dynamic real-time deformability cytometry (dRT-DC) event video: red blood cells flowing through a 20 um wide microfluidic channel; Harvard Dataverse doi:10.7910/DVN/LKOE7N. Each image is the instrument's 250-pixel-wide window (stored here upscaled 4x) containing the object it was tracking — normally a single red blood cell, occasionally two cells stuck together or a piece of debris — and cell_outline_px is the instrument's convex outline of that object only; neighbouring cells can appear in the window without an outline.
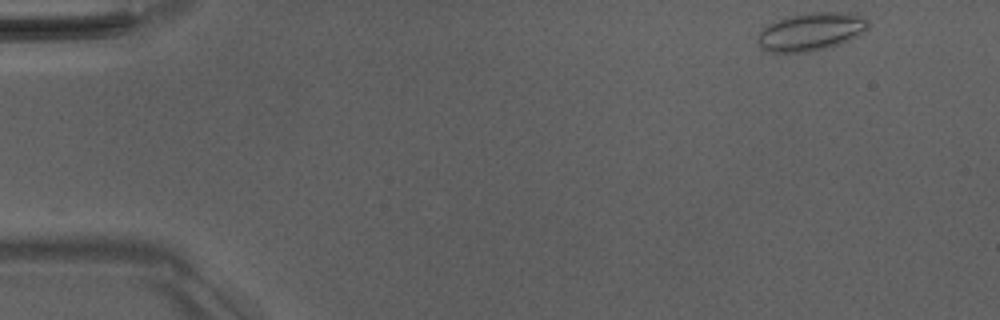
{"species": "Egyptian fruit bat (a non-hibernating species)", "species_latin": "Rousettus aegyptiacus", "temperature_condition": "room temperature", "stored_images_in_passage": 10, "camera_frame_rate_fps": 3000, "um_per_image_px": 0.085, "animal": {"sex": "male"}, "frame": {"image": 1, "passage_image": 1, "time_ms": 0.0, "image_size_px": [1000, 320], "cell_outline_px": [[868, 28], [864, 32], [832, 48], [812, 52], [772, 52], [760, 48], [756, 40], [756, 36], [768, 24], [776, 20], [792, 16], [812, 12], [848, 12], [864, 16], [868, 20]], "centroid_in_image_um": [68.95, 2.7], "position_along_channel_um": 16.1, "area_um2": 24.74}}